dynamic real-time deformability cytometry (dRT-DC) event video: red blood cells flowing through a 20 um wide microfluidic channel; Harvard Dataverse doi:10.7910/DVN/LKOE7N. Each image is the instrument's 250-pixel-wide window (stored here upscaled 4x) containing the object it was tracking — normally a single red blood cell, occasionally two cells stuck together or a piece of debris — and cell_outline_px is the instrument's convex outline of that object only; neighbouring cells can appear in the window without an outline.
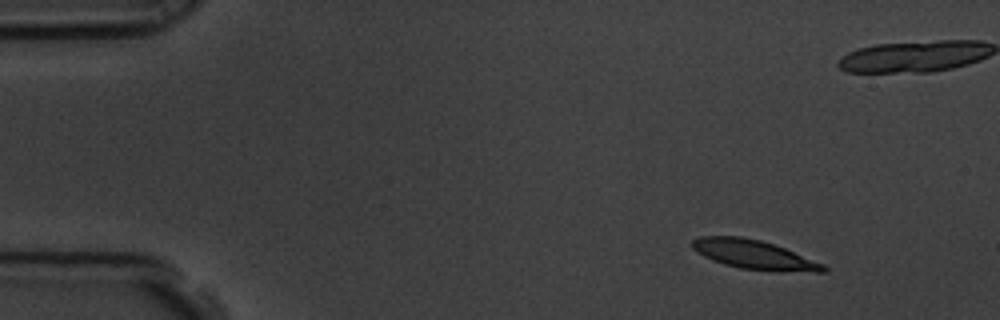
{"species": "common noctule bat (a hibernating species)", "species_latin": "Nyctalus noctula", "temperature_condition": "room temperature", "stored_images_in_passage": 5, "camera_frame_rate_fps": 3000, "um_per_image_px": 0.085, "animal": {"sex": "male", "body_mass_g": 19.5, "forearm_length_mm": 54.6}, "frame": {"image": 1, "passage_image": 1, "time_ms": 0.0, "image_size_px": [1000, 320], "cell_outline_px": [[828, 272], [776, 272], [740, 268], [724, 264], [712, 260], [696, 252], [692, 248], [692, 240], [700, 236], [740, 236], [760, 240], [784, 248], [824, 264], [828, 268]], "centroid_in_image_um": [64.11, 21.66], "position_along_channel_um": 20.9, "area_um2": 22.37}}